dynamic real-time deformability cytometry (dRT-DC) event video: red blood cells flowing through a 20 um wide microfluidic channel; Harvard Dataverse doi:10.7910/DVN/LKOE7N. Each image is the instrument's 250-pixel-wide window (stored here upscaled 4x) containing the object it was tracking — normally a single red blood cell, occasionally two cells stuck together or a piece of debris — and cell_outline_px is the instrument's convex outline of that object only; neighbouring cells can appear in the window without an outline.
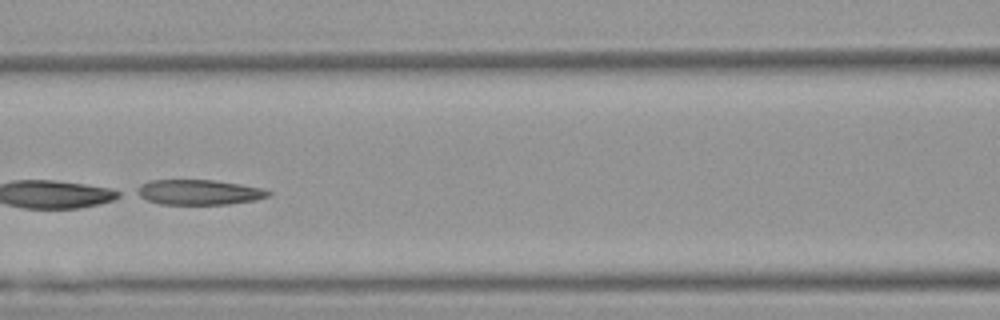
{"species": "Egyptian fruit bat (a non-hibernating species)", "species_latin": "Rousettus aegyptiacus", "temperature_condition": "warm", "stored_images_in_passage": 51, "segment_of_instrument_passage": [2, 2], "camera_frame_rate_fps": 3000, "um_per_image_px": 0.085, "animal": {"sex": "female"}, "frame": {"image": 1, "passage_image": 22, "time_ms": 7.0, "image_size_px": [1000, 320], "cell_outline_px": [[272, 192], [268, 196], [256, 200], [228, 204], [160, 204], [148, 200], [132, 192], [140, 184], [148, 180], [212, 180], [240, 184], [260, 188]], "centroid_in_image_um": [16.84, 16.33], "position_along_channel_um": 149.8, "area_um2": 19.25}}